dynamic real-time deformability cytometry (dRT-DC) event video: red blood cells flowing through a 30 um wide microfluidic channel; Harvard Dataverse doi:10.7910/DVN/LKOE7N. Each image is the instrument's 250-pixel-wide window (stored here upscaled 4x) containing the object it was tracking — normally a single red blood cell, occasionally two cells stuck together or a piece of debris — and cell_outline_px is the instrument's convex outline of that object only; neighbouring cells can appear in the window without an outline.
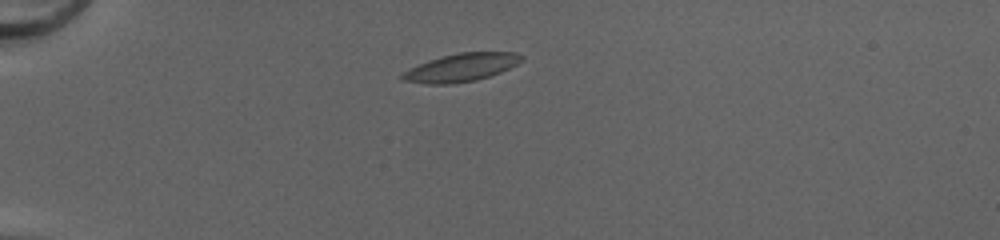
{"species": "common noctule bat (a hibernating species)", "species_latin": "Nyctalus noctula", "temperature_condition": "cold", "stored_images_in_passage": 37, "camera_frame_rate_fps": 3000, "um_per_image_px": 0.085, "animal": {"sex": "female", "body_mass_g": 20.0, "forearm_length_mm": 54.0}, "frame": {"image": 1, "passage_image": 1, "time_ms": 0.0, "image_size_px": [1000, 240], "cell_outline_px": [[524, 60], [500, 72], [476, 80], [452, 84], [424, 84], [400, 80], [400, 76], [404, 72], [428, 60], [440, 56], [460, 52], [516, 52], [524, 56]], "centroid_in_image_um": [39.2, 5.73], "position_along_channel_um": 45.8, "area_um2": 19.48}}
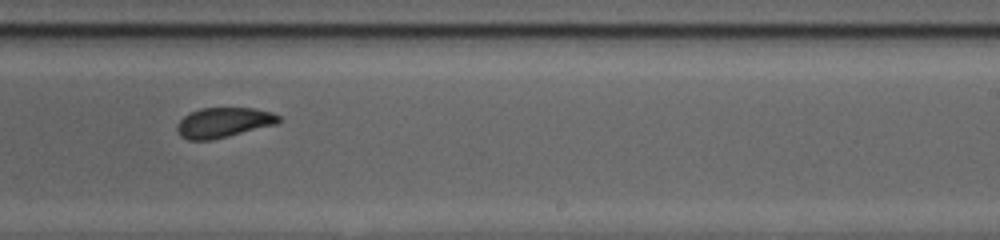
{"frame": {"image": 2, "passage_image": 20, "time_ms": 6.333, "image_size_px": [1000, 240], "cell_outline_px": [[280, 120], [276, 124], [212, 140], [188, 140], [180, 136], [176, 128], [176, 124], [188, 112], [200, 108], [256, 108], [272, 112], [280, 116]], "centroid_in_image_um": [18.97, 10.41], "position_along_channel_um": 270.0, "area_um2": 17.86}}
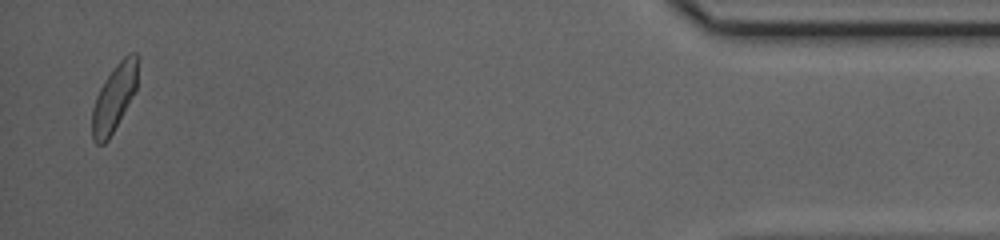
{"frame": {"image": 3, "passage_image": 36, "time_ms": 11.667, "image_size_px": [1000, 240], "cell_outline_px": [[136, 92], [108, 140], [104, 144], [96, 144], [92, 140], [92, 108], [96, 96], [104, 80], [116, 64], [128, 52], [136, 52]], "centroid_in_image_um": [9.68, 8.35], "position_along_channel_um": 425.5, "area_um2": 17.69}, "authors_computed_cell_mechanics": {"area_um2": 18.207, "velocity_mm_per_s": 4.2017, "shape_relaxation_time_tau1_ms": 4.3866, "shape_relaxation_time_tau2_ms": 1.6815, "deformation_change_tau1": 0.1034, "deformation_change_tau2": 0.0836}}